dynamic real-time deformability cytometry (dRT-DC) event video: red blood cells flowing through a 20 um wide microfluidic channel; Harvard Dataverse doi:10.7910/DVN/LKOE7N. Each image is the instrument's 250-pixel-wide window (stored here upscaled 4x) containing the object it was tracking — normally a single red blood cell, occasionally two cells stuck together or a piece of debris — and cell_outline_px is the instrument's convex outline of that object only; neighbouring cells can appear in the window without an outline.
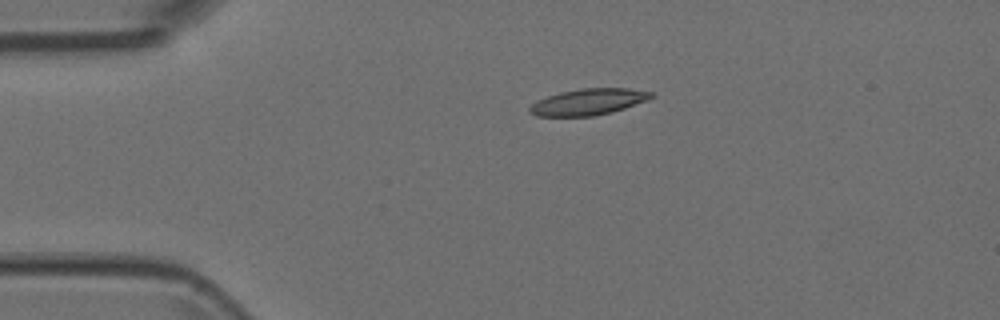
{"species": "Egyptian fruit bat (a non-hibernating species)", "species_latin": "Rousettus aegyptiacus", "temperature_condition": "room temperature", "stored_images_in_passage": 2, "camera_frame_rate_fps": 3000, "um_per_image_px": 0.085, "animal": {"sex": "female"}, "frame": {"image": 1, "passage_image": 1, "time_ms": 0.0, "image_size_px": [1000, 320], "cell_outline_px": [[656, 96], [648, 100], [612, 112], [592, 116], [536, 116], [528, 112], [528, 108], [536, 100], [560, 92], [580, 88], [628, 88], [652, 92]], "centroid_in_image_um": [50.0, 8.65], "position_along_channel_um": 35.0, "area_um2": 18.73}}